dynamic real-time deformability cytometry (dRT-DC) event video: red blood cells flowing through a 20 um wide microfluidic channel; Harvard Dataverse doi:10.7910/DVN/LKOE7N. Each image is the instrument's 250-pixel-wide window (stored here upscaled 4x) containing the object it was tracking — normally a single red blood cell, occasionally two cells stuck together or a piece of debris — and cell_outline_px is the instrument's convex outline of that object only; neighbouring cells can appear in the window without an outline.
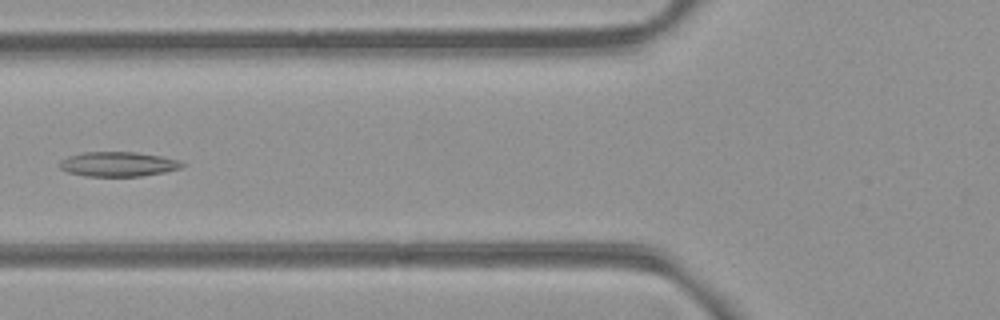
{"species": "common noctule bat (a hibernating species)", "species_latin": "Nyctalus noctula", "temperature_condition": "room temperature", "stored_images_in_passage": 5, "camera_frame_rate_fps": 3000, "um_per_image_px": 0.085, "animal": {"sex": "female", "body_mass_g": 21.9}, "frame": {"image": 1, "passage_image": 4, "time_ms": 3.333, "image_size_px": [1000, 320], "cell_outline_px": [[184, 164], [180, 168], [164, 172], [140, 176], [84, 176], [68, 172], [60, 168], [60, 160], [68, 156], [84, 152], [136, 152], [160, 156], [180, 160]], "centroid_in_image_um": [10.02, 13.95], "position_along_channel_um": 115.8, "area_um2": 17.51}}
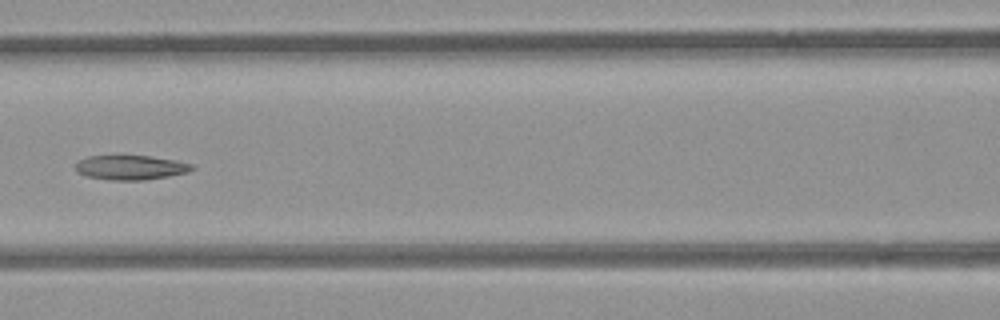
{"frame": {"image": 2, "passage_image": 5, "time_ms": 4.333, "image_size_px": [1000, 320], "cell_outline_px": [[196, 168], [188, 172], [168, 176], [144, 180], [108, 180], [88, 176], [76, 172], [76, 164], [80, 160], [88, 156], [148, 156], [176, 160], [192, 164]], "centroid_in_image_um": [11.12, 14.24], "position_along_channel_um": 155.5, "area_um2": 16.53}}